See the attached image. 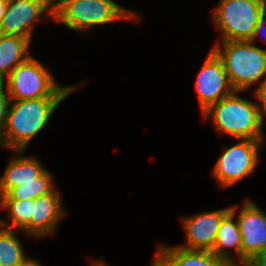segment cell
Segmentation results:
<instances>
[{
    "label": "cell",
    "instance_id": "obj_1",
    "mask_svg": "<svg viewBox=\"0 0 266 266\" xmlns=\"http://www.w3.org/2000/svg\"><path fill=\"white\" fill-rule=\"evenodd\" d=\"M66 98L10 100L0 147L24 151Z\"/></svg>",
    "mask_w": 266,
    "mask_h": 266
},
{
    "label": "cell",
    "instance_id": "obj_2",
    "mask_svg": "<svg viewBox=\"0 0 266 266\" xmlns=\"http://www.w3.org/2000/svg\"><path fill=\"white\" fill-rule=\"evenodd\" d=\"M234 91L228 97L210 105L203 113L211 118L215 130L240 139L264 140L257 103L239 97ZM210 116V117H209Z\"/></svg>",
    "mask_w": 266,
    "mask_h": 266
},
{
    "label": "cell",
    "instance_id": "obj_3",
    "mask_svg": "<svg viewBox=\"0 0 266 266\" xmlns=\"http://www.w3.org/2000/svg\"><path fill=\"white\" fill-rule=\"evenodd\" d=\"M53 21L74 31H82L117 20H135L137 13L113 0H53Z\"/></svg>",
    "mask_w": 266,
    "mask_h": 266
},
{
    "label": "cell",
    "instance_id": "obj_4",
    "mask_svg": "<svg viewBox=\"0 0 266 266\" xmlns=\"http://www.w3.org/2000/svg\"><path fill=\"white\" fill-rule=\"evenodd\" d=\"M212 48L222 60L231 87L243 91L266 74V50L251 41H225Z\"/></svg>",
    "mask_w": 266,
    "mask_h": 266
},
{
    "label": "cell",
    "instance_id": "obj_5",
    "mask_svg": "<svg viewBox=\"0 0 266 266\" xmlns=\"http://www.w3.org/2000/svg\"><path fill=\"white\" fill-rule=\"evenodd\" d=\"M78 86H58L54 76L40 61L29 57L16 66L7 77V90L10 100L40 98H67Z\"/></svg>",
    "mask_w": 266,
    "mask_h": 266
},
{
    "label": "cell",
    "instance_id": "obj_6",
    "mask_svg": "<svg viewBox=\"0 0 266 266\" xmlns=\"http://www.w3.org/2000/svg\"><path fill=\"white\" fill-rule=\"evenodd\" d=\"M266 0H220L212 14L214 25L222 31V42L251 41Z\"/></svg>",
    "mask_w": 266,
    "mask_h": 266
},
{
    "label": "cell",
    "instance_id": "obj_7",
    "mask_svg": "<svg viewBox=\"0 0 266 266\" xmlns=\"http://www.w3.org/2000/svg\"><path fill=\"white\" fill-rule=\"evenodd\" d=\"M241 142L225 148L214 165L213 176L222 187H229L250 175L258 163V150L265 140L240 139Z\"/></svg>",
    "mask_w": 266,
    "mask_h": 266
},
{
    "label": "cell",
    "instance_id": "obj_8",
    "mask_svg": "<svg viewBox=\"0 0 266 266\" xmlns=\"http://www.w3.org/2000/svg\"><path fill=\"white\" fill-rule=\"evenodd\" d=\"M45 12L53 20V0H8L0 34L17 35L31 41L33 23Z\"/></svg>",
    "mask_w": 266,
    "mask_h": 266
},
{
    "label": "cell",
    "instance_id": "obj_9",
    "mask_svg": "<svg viewBox=\"0 0 266 266\" xmlns=\"http://www.w3.org/2000/svg\"><path fill=\"white\" fill-rule=\"evenodd\" d=\"M201 111L231 95L230 85L222 60L211 50L195 81Z\"/></svg>",
    "mask_w": 266,
    "mask_h": 266
},
{
    "label": "cell",
    "instance_id": "obj_10",
    "mask_svg": "<svg viewBox=\"0 0 266 266\" xmlns=\"http://www.w3.org/2000/svg\"><path fill=\"white\" fill-rule=\"evenodd\" d=\"M237 222L242 237L241 266H246L259 252L266 250V214L247 199Z\"/></svg>",
    "mask_w": 266,
    "mask_h": 266
},
{
    "label": "cell",
    "instance_id": "obj_11",
    "mask_svg": "<svg viewBox=\"0 0 266 266\" xmlns=\"http://www.w3.org/2000/svg\"><path fill=\"white\" fill-rule=\"evenodd\" d=\"M230 210L231 207H227L185 218L182 224L187 237L186 244L179 247L187 250L211 251L222 218Z\"/></svg>",
    "mask_w": 266,
    "mask_h": 266
},
{
    "label": "cell",
    "instance_id": "obj_12",
    "mask_svg": "<svg viewBox=\"0 0 266 266\" xmlns=\"http://www.w3.org/2000/svg\"><path fill=\"white\" fill-rule=\"evenodd\" d=\"M62 205L60 193L56 189L35 199L31 223L23 232L36 237L52 234L66 214Z\"/></svg>",
    "mask_w": 266,
    "mask_h": 266
},
{
    "label": "cell",
    "instance_id": "obj_13",
    "mask_svg": "<svg viewBox=\"0 0 266 266\" xmlns=\"http://www.w3.org/2000/svg\"><path fill=\"white\" fill-rule=\"evenodd\" d=\"M16 157L10 160L5 172L0 177V196L10 189L17 188L28 182H39V177L47 170L35 158L24 157V151H13Z\"/></svg>",
    "mask_w": 266,
    "mask_h": 266
},
{
    "label": "cell",
    "instance_id": "obj_14",
    "mask_svg": "<svg viewBox=\"0 0 266 266\" xmlns=\"http://www.w3.org/2000/svg\"><path fill=\"white\" fill-rule=\"evenodd\" d=\"M237 206H231V210L222 218L220 227L217 231V236L213 249L211 250L219 258L225 260L231 266H241V244L242 237L239 230L237 219L234 221L236 215ZM229 249H235L237 260H234L230 253L227 251ZM226 249V250H225Z\"/></svg>",
    "mask_w": 266,
    "mask_h": 266
},
{
    "label": "cell",
    "instance_id": "obj_15",
    "mask_svg": "<svg viewBox=\"0 0 266 266\" xmlns=\"http://www.w3.org/2000/svg\"><path fill=\"white\" fill-rule=\"evenodd\" d=\"M158 253L171 266H231L211 251L187 250L179 246L160 245Z\"/></svg>",
    "mask_w": 266,
    "mask_h": 266
},
{
    "label": "cell",
    "instance_id": "obj_16",
    "mask_svg": "<svg viewBox=\"0 0 266 266\" xmlns=\"http://www.w3.org/2000/svg\"><path fill=\"white\" fill-rule=\"evenodd\" d=\"M30 40L17 36L0 34V80H5L11 71L19 64L26 61Z\"/></svg>",
    "mask_w": 266,
    "mask_h": 266
},
{
    "label": "cell",
    "instance_id": "obj_17",
    "mask_svg": "<svg viewBox=\"0 0 266 266\" xmlns=\"http://www.w3.org/2000/svg\"><path fill=\"white\" fill-rule=\"evenodd\" d=\"M33 205V199H0V206L8 209L10 217V223L0 220V226L11 230L16 228L17 231H23L31 223Z\"/></svg>",
    "mask_w": 266,
    "mask_h": 266
},
{
    "label": "cell",
    "instance_id": "obj_18",
    "mask_svg": "<svg viewBox=\"0 0 266 266\" xmlns=\"http://www.w3.org/2000/svg\"><path fill=\"white\" fill-rule=\"evenodd\" d=\"M25 259L22 244L15 231L0 226V264L19 266Z\"/></svg>",
    "mask_w": 266,
    "mask_h": 266
},
{
    "label": "cell",
    "instance_id": "obj_19",
    "mask_svg": "<svg viewBox=\"0 0 266 266\" xmlns=\"http://www.w3.org/2000/svg\"><path fill=\"white\" fill-rule=\"evenodd\" d=\"M54 189L51 173L46 170L40 177L39 182L24 183L20 187L10 189L0 199H37L40 196L50 193Z\"/></svg>",
    "mask_w": 266,
    "mask_h": 266
},
{
    "label": "cell",
    "instance_id": "obj_20",
    "mask_svg": "<svg viewBox=\"0 0 266 266\" xmlns=\"http://www.w3.org/2000/svg\"><path fill=\"white\" fill-rule=\"evenodd\" d=\"M4 86V81L0 80V136L5 127L7 110L10 102L8 93L4 92Z\"/></svg>",
    "mask_w": 266,
    "mask_h": 266
},
{
    "label": "cell",
    "instance_id": "obj_21",
    "mask_svg": "<svg viewBox=\"0 0 266 266\" xmlns=\"http://www.w3.org/2000/svg\"><path fill=\"white\" fill-rule=\"evenodd\" d=\"M253 94L263 105L262 106L260 103H257L260 116L263 120L264 114H266V77L262 82H260V85L253 91Z\"/></svg>",
    "mask_w": 266,
    "mask_h": 266
},
{
    "label": "cell",
    "instance_id": "obj_22",
    "mask_svg": "<svg viewBox=\"0 0 266 266\" xmlns=\"http://www.w3.org/2000/svg\"><path fill=\"white\" fill-rule=\"evenodd\" d=\"M266 8L261 12L260 16H259V19H258V22L255 26V29H254V35L251 39V42L254 43V41L256 40V37H258V35L260 36L263 28L266 26H264L266 24Z\"/></svg>",
    "mask_w": 266,
    "mask_h": 266
},
{
    "label": "cell",
    "instance_id": "obj_23",
    "mask_svg": "<svg viewBox=\"0 0 266 266\" xmlns=\"http://www.w3.org/2000/svg\"><path fill=\"white\" fill-rule=\"evenodd\" d=\"M246 266H266V250L259 252Z\"/></svg>",
    "mask_w": 266,
    "mask_h": 266
},
{
    "label": "cell",
    "instance_id": "obj_24",
    "mask_svg": "<svg viewBox=\"0 0 266 266\" xmlns=\"http://www.w3.org/2000/svg\"><path fill=\"white\" fill-rule=\"evenodd\" d=\"M152 266H171V265L159 253H157Z\"/></svg>",
    "mask_w": 266,
    "mask_h": 266
},
{
    "label": "cell",
    "instance_id": "obj_25",
    "mask_svg": "<svg viewBox=\"0 0 266 266\" xmlns=\"http://www.w3.org/2000/svg\"><path fill=\"white\" fill-rule=\"evenodd\" d=\"M7 2L8 0H0V25L7 9Z\"/></svg>",
    "mask_w": 266,
    "mask_h": 266
},
{
    "label": "cell",
    "instance_id": "obj_26",
    "mask_svg": "<svg viewBox=\"0 0 266 266\" xmlns=\"http://www.w3.org/2000/svg\"><path fill=\"white\" fill-rule=\"evenodd\" d=\"M19 266H41L38 261L34 259L27 258Z\"/></svg>",
    "mask_w": 266,
    "mask_h": 266
},
{
    "label": "cell",
    "instance_id": "obj_27",
    "mask_svg": "<svg viewBox=\"0 0 266 266\" xmlns=\"http://www.w3.org/2000/svg\"><path fill=\"white\" fill-rule=\"evenodd\" d=\"M91 266H100V261H93Z\"/></svg>",
    "mask_w": 266,
    "mask_h": 266
},
{
    "label": "cell",
    "instance_id": "obj_28",
    "mask_svg": "<svg viewBox=\"0 0 266 266\" xmlns=\"http://www.w3.org/2000/svg\"><path fill=\"white\" fill-rule=\"evenodd\" d=\"M100 266H107V265L100 261Z\"/></svg>",
    "mask_w": 266,
    "mask_h": 266
}]
</instances>
